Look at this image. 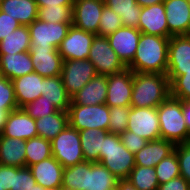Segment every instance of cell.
I'll list each match as a JSON object with an SVG mask.
<instances>
[{
    "label": "cell",
    "mask_w": 190,
    "mask_h": 190,
    "mask_svg": "<svg viewBox=\"0 0 190 190\" xmlns=\"http://www.w3.org/2000/svg\"><path fill=\"white\" fill-rule=\"evenodd\" d=\"M170 38L141 33L133 60L127 65L133 72L167 73Z\"/></svg>",
    "instance_id": "cell-1"
},
{
    "label": "cell",
    "mask_w": 190,
    "mask_h": 190,
    "mask_svg": "<svg viewBox=\"0 0 190 190\" xmlns=\"http://www.w3.org/2000/svg\"><path fill=\"white\" fill-rule=\"evenodd\" d=\"M169 96L167 74L133 72L131 107H158Z\"/></svg>",
    "instance_id": "cell-2"
},
{
    "label": "cell",
    "mask_w": 190,
    "mask_h": 190,
    "mask_svg": "<svg viewBox=\"0 0 190 190\" xmlns=\"http://www.w3.org/2000/svg\"><path fill=\"white\" fill-rule=\"evenodd\" d=\"M162 139L173 142L175 145L190 141L184 116L182 113V100L169 96L157 107Z\"/></svg>",
    "instance_id": "cell-3"
},
{
    "label": "cell",
    "mask_w": 190,
    "mask_h": 190,
    "mask_svg": "<svg viewBox=\"0 0 190 190\" xmlns=\"http://www.w3.org/2000/svg\"><path fill=\"white\" fill-rule=\"evenodd\" d=\"M99 163L119 180L128 179L131 170L135 167L134 154L124 147L120 135L109 132L103 140Z\"/></svg>",
    "instance_id": "cell-4"
},
{
    "label": "cell",
    "mask_w": 190,
    "mask_h": 190,
    "mask_svg": "<svg viewBox=\"0 0 190 190\" xmlns=\"http://www.w3.org/2000/svg\"><path fill=\"white\" fill-rule=\"evenodd\" d=\"M68 115L69 125L78 131L95 128L108 131L109 107L106 104H70Z\"/></svg>",
    "instance_id": "cell-5"
},
{
    "label": "cell",
    "mask_w": 190,
    "mask_h": 190,
    "mask_svg": "<svg viewBox=\"0 0 190 190\" xmlns=\"http://www.w3.org/2000/svg\"><path fill=\"white\" fill-rule=\"evenodd\" d=\"M52 156L64 167L85 161L79 131L68 125L51 141Z\"/></svg>",
    "instance_id": "cell-6"
},
{
    "label": "cell",
    "mask_w": 190,
    "mask_h": 190,
    "mask_svg": "<svg viewBox=\"0 0 190 190\" xmlns=\"http://www.w3.org/2000/svg\"><path fill=\"white\" fill-rule=\"evenodd\" d=\"M88 59L99 75L109 76L127 68L104 36L94 37Z\"/></svg>",
    "instance_id": "cell-7"
},
{
    "label": "cell",
    "mask_w": 190,
    "mask_h": 190,
    "mask_svg": "<svg viewBox=\"0 0 190 190\" xmlns=\"http://www.w3.org/2000/svg\"><path fill=\"white\" fill-rule=\"evenodd\" d=\"M97 74L95 66L89 59L63 61L61 77L70 98Z\"/></svg>",
    "instance_id": "cell-8"
},
{
    "label": "cell",
    "mask_w": 190,
    "mask_h": 190,
    "mask_svg": "<svg viewBox=\"0 0 190 190\" xmlns=\"http://www.w3.org/2000/svg\"><path fill=\"white\" fill-rule=\"evenodd\" d=\"M72 23H47L38 18L28 25L30 47H54L58 49Z\"/></svg>",
    "instance_id": "cell-9"
},
{
    "label": "cell",
    "mask_w": 190,
    "mask_h": 190,
    "mask_svg": "<svg viewBox=\"0 0 190 190\" xmlns=\"http://www.w3.org/2000/svg\"><path fill=\"white\" fill-rule=\"evenodd\" d=\"M127 130L147 141L160 139V125L157 107H131Z\"/></svg>",
    "instance_id": "cell-10"
},
{
    "label": "cell",
    "mask_w": 190,
    "mask_h": 190,
    "mask_svg": "<svg viewBox=\"0 0 190 190\" xmlns=\"http://www.w3.org/2000/svg\"><path fill=\"white\" fill-rule=\"evenodd\" d=\"M95 36L94 33L86 32L71 25L58 48V52L64 61L88 59Z\"/></svg>",
    "instance_id": "cell-11"
},
{
    "label": "cell",
    "mask_w": 190,
    "mask_h": 190,
    "mask_svg": "<svg viewBox=\"0 0 190 190\" xmlns=\"http://www.w3.org/2000/svg\"><path fill=\"white\" fill-rule=\"evenodd\" d=\"M132 88L133 71L128 67L118 73L107 76V98L105 104L108 107L130 106Z\"/></svg>",
    "instance_id": "cell-12"
},
{
    "label": "cell",
    "mask_w": 190,
    "mask_h": 190,
    "mask_svg": "<svg viewBox=\"0 0 190 190\" xmlns=\"http://www.w3.org/2000/svg\"><path fill=\"white\" fill-rule=\"evenodd\" d=\"M190 71V37L172 36L168 45L167 77L171 83L177 76Z\"/></svg>",
    "instance_id": "cell-13"
},
{
    "label": "cell",
    "mask_w": 190,
    "mask_h": 190,
    "mask_svg": "<svg viewBox=\"0 0 190 190\" xmlns=\"http://www.w3.org/2000/svg\"><path fill=\"white\" fill-rule=\"evenodd\" d=\"M104 5V0H74L72 25L97 35Z\"/></svg>",
    "instance_id": "cell-14"
},
{
    "label": "cell",
    "mask_w": 190,
    "mask_h": 190,
    "mask_svg": "<svg viewBox=\"0 0 190 190\" xmlns=\"http://www.w3.org/2000/svg\"><path fill=\"white\" fill-rule=\"evenodd\" d=\"M34 72L43 77L60 76L63 58L54 47H30Z\"/></svg>",
    "instance_id": "cell-15"
},
{
    "label": "cell",
    "mask_w": 190,
    "mask_h": 190,
    "mask_svg": "<svg viewBox=\"0 0 190 190\" xmlns=\"http://www.w3.org/2000/svg\"><path fill=\"white\" fill-rule=\"evenodd\" d=\"M140 36L139 29L125 26L107 36L110 46L126 66L135 56Z\"/></svg>",
    "instance_id": "cell-16"
},
{
    "label": "cell",
    "mask_w": 190,
    "mask_h": 190,
    "mask_svg": "<svg viewBox=\"0 0 190 190\" xmlns=\"http://www.w3.org/2000/svg\"><path fill=\"white\" fill-rule=\"evenodd\" d=\"M169 38L186 35L190 21V0H164Z\"/></svg>",
    "instance_id": "cell-17"
},
{
    "label": "cell",
    "mask_w": 190,
    "mask_h": 190,
    "mask_svg": "<svg viewBox=\"0 0 190 190\" xmlns=\"http://www.w3.org/2000/svg\"><path fill=\"white\" fill-rule=\"evenodd\" d=\"M138 29L141 33L169 38V29L163 2L142 7Z\"/></svg>",
    "instance_id": "cell-18"
},
{
    "label": "cell",
    "mask_w": 190,
    "mask_h": 190,
    "mask_svg": "<svg viewBox=\"0 0 190 190\" xmlns=\"http://www.w3.org/2000/svg\"><path fill=\"white\" fill-rule=\"evenodd\" d=\"M2 135L24 141L37 137L35 119L30 117L23 108L12 110L8 115Z\"/></svg>",
    "instance_id": "cell-19"
},
{
    "label": "cell",
    "mask_w": 190,
    "mask_h": 190,
    "mask_svg": "<svg viewBox=\"0 0 190 190\" xmlns=\"http://www.w3.org/2000/svg\"><path fill=\"white\" fill-rule=\"evenodd\" d=\"M36 182L47 190H60L64 167L53 157L29 167Z\"/></svg>",
    "instance_id": "cell-20"
},
{
    "label": "cell",
    "mask_w": 190,
    "mask_h": 190,
    "mask_svg": "<svg viewBox=\"0 0 190 190\" xmlns=\"http://www.w3.org/2000/svg\"><path fill=\"white\" fill-rule=\"evenodd\" d=\"M175 144L165 139L148 141L134 154L135 166L155 167L161 160L174 152Z\"/></svg>",
    "instance_id": "cell-21"
},
{
    "label": "cell",
    "mask_w": 190,
    "mask_h": 190,
    "mask_svg": "<svg viewBox=\"0 0 190 190\" xmlns=\"http://www.w3.org/2000/svg\"><path fill=\"white\" fill-rule=\"evenodd\" d=\"M44 77L36 72L12 80L18 108L42 96Z\"/></svg>",
    "instance_id": "cell-22"
},
{
    "label": "cell",
    "mask_w": 190,
    "mask_h": 190,
    "mask_svg": "<svg viewBox=\"0 0 190 190\" xmlns=\"http://www.w3.org/2000/svg\"><path fill=\"white\" fill-rule=\"evenodd\" d=\"M107 98V76L95 75L72 98L70 104L97 105L105 104Z\"/></svg>",
    "instance_id": "cell-23"
},
{
    "label": "cell",
    "mask_w": 190,
    "mask_h": 190,
    "mask_svg": "<svg viewBox=\"0 0 190 190\" xmlns=\"http://www.w3.org/2000/svg\"><path fill=\"white\" fill-rule=\"evenodd\" d=\"M33 72L34 68L29 51L16 54H0L1 76L12 81Z\"/></svg>",
    "instance_id": "cell-24"
},
{
    "label": "cell",
    "mask_w": 190,
    "mask_h": 190,
    "mask_svg": "<svg viewBox=\"0 0 190 190\" xmlns=\"http://www.w3.org/2000/svg\"><path fill=\"white\" fill-rule=\"evenodd\" d=\"M35 0H0V11L16 19L21 25H29L38 18Z\"/></svg>",
    "instance_id": "cell-25"
},
{
    "label": "cell",
    "mask_w": 190,
    "mask_h": 190,
    "mask_svg": "<svg viewBox=\"0 0 190 190\" xmlns=\"http://www.w3.org/2000/svg\"><path fill=\"white\" fill-rule=\"evenodd\" d=\"M26 141L0 135V164L25 167Z\"/></svg>",
    "instance_id": "cell-26"
},
{
    "label": "cell",
    "mask_w": 190,
    "mask_h": 190,
    "mask_svg": "<svg viewBox=\"0 0 190 190\" xmlns=\"http://www.w3.org/2000/svg\"><path fill=\"white\" fill-rule=\"evenodd\" d=\"M118 180L101 163L87 161L86 190H110L117 187Z\"/></svg>",
    "instance_id": "cell-27"
},
{
    "label": "cell",
    "mask_w": 190,
    "mask_h": 190,
    "mask_svg": "<svg viewBox=\"0 0 190 190\" xmlns=\"http://www.w3.org/2000/svg\"><path fill=\"white\" fill-rule=\"evenodd\" d=\"M42 96L60 111H68L71 98L68 96L63 84L61 75L54 77H44Z\"/></svg>",
    "instance_id": "cell-28"
},
{
    "label": "cell",
    "mask_w": 190,
    "mask_h": 190,
    "mask_svg": "<svg viewBox=\"0 0 190 190\" xmlns=\"http://www.w3.org/2000/svg\"><path fill=\"white\" fill-rule=\"evenodd\" d=\"M38 136L52 141L62 130L69 125L68 111L54 112L35 120Z\"/></svg>",
    "instance_id": "cell-29"
},
{
    "label": "cell",
    "mask_w": 190,
    "mask_h": 190,
    "mask_svg": "<svg viewBox=\"0 0 190 190\" xmlns=\"http://www.w3.org/2000/svg\"><path fill=\"white\" fill-rule=\"evenodd\" d=\"M108 131L85 129L79 131L80 143L85 161L99 162L103 151V140Z\"/></svg>",
    "instance_id": "cell-30"
},
{
    "label": "cell",
    "mask_w": 190,
    "mask_h": 190,
    "mask_svg": "<svg viewBox=\"0 0 190 190\" xmlns=\"http://www.w3.org/2000/svg\"><path fill=\"white\" fill-rule=\"evenodd\" d=\"M30 31L27 25H20L0 41V54H16L30 50Z\"/></svg>",
    "instance_id": "cell-31"
},
{
    "label": "cell",
    "mask_w": 190,
    "mask_h": 190,
    "mask_svg": "<svg viewBox=\"0 0 190 190\" xmlns=\"http://www.w3.org/2000/svg\"><path fill=\"white\" fill-rule=\"evenodd\" d=\"M104 4L121 17L123 26L138 29L142 7L135 0H104Z\"/></svg>",
    "instance_id": "cell-32"
},
{
    "label": "cell",
    "mask_w": 190,
    "mask_h": 190,
    "mask_svg": "<svg viewBox=\"0 0 190 190\" xmlns=\"http://www.w3.org/2000/svg\"><path fill=\"white\" fill-rule=\"evenodd\" d=\"M25 166L30 167L52 156L51 141L40 136L26 140Z\"/></svg>",
    "instance_id": "cell-33"
},
{
    "label": "cell",
    "mask_w": 190,
    "mask_h": 190,
    "mask_svg": "<svg viewBox=\"0 0 190 190\" xmlns=\"http://www.w3.org/2000/svg\"><path fill=\"white\" fill-rule=\"evenodd\" d=\"M87 161L64 168L62 190H86Z\"/></svg>",
    "instance_id": "cell-34"
},
{
    "label": "cell",
    "mask_w": 190,
    "mask_h": 190,
    "mask_svg": "<svg viewBox=\"0 0 190 190\" xmlns=\"http://www.w3.org/2000/svg\"><path fill=\"white\" fill-rule=\"evenodd\" d=\"M128 180L138 190H158L159 182L155 167L135 166Z\"/></svg>",
    "instance_id": "cell-35"
},
{
    "label": "cell",
    "mask_w": 190,
    "mask_h": 190,
    "mask_svg": "<svg viewBox=\"0 0 190 190\" xmlns=\"http://www.w3.org/2000/svg\"><path fill=\"white\" fill-rule=\"evenodd\" d=\"M38 19L47 23H73V6L38 7Z\"/></svg>",
    "instance_id": "cell-36"
},
{
    "label": "cell",
    "mask_w": 190,
    "mask_h": 190,
    "mask_svg": "<svg viewBox=\"0 0 190 190\" xmlns=\"http://www.w3.org/2000/svg\"><path fill=\"white\" fill-rule=\"evenodd\" d=\"M156 176L159 184L168 182L180 176L179 161L175 152L161 160L156 166Z\"/></svg>",
    "instance_id": "cell-37"
},
{
    "label": "cell",
    "mask_w": 190,
    "mask_h": 190,
    "mask_svg": "<svg viewBox=\"0 0 190 190\" xmlns=\"http://www.w3.org/2000/svg\"><path fill=\"white\" fill-rule=\"evenodd\" d=\"M130 110L131 106L109 107V133L120 135L127 130Z\"/></svg>",
    "instance_id": "cell-38"
},
{
    "label": "cell",
    "mask_w": 190,
    "mask_h": 190,
    "mask_svg": "<svg viewBox=\"0 0 190 190\" xmlns=\"http://www.w3.org/2000/svg\"><path fill=\"white\" fill-rule=\"evenodd\" d=\"M122 26L123 23L121 17L108 6L104 5L97 36L107 37Z\"/></svg>",
    "instance_id": "cell-39"
},
{
    "label": "cell",
    "mask_w": 190,
    "mask_h": 190,
    "mask_svg": "<svg viewBox=\"0 0 190 190\" xmlns=\"http://www.w3.org/2000/svg\"><path fill=\"white\" fill-rule=\"evenodd\" d=\"M22 108L35 120L58 111L53 102H49L44 96H40L35 101L27 103Z\"/></svg>",
    "instance_id": "cell-40"
},
{
    "label": "cell",
    "mask_w": 190,
    "mask_h": 190,
    "mask_svg": "<svg viewBox=\"0 0 190 190\" xmlns=\"http://www.w3.org/2000/svg\"><path fill=\"white\" fill-rule=\"evenodd\" d=\"M36 183L29 167H13L11 190H32Z\"/></svg>",
    "instance_id": "cell-41"
},
{
    "label": "cell",
    "mask_w": 190,
    "mask_h": 190,
    "mask_svg": "<svg viewBox=\"0 0 190 190\" xmlns=\"http://www.w3.org/2000/svg\"><path fill=\"white\" fill-rule=\"evenodd\" d=\"M170 96L182 101L190 100V71H184L170 83Z\"/></svg>",
    "instance_id": "cell-42"
},
{
    "label": "cell",
    "mask_w": 190,
    "mask_h": 190,
    "mask_svg": "<svg viewBox=\"0 0 190 190\" xmlns=\"http://www.w3.org/2000/svg\"><path fill=\"white\" fill-rule=\"evenodd\" d=\"M174 152L179 161L180 176L190 184V141L176 144Z\"/></svg>",
    "instance_id": "cell-43"
},
{
    "label": "cell",
    "mask_w": 190,
    "mask_h": 190,
    "mask_svg": "<svg viewBox=\"0 0 190 190\" xmlns=\"http://www.w3.org/2000/svg\"><path fill=\"white\" fill-rule=\"evenodd\" d=\"M0 108H18L13 82L3 76H0Z\"/></svg>",
    "instance_id": "cell-44"
},
{
    "label": "cell",
    "mask_w": 190,
    "mask_h": 190,
    "mask_svg": "<svg viewBox=\"0 0 190 190\" xmlns=\"http://www.w3.org/2000/svg\"><path fill=\"white\" fill-rule=\"evenodd\" d=\"M120 138L124 147L133 154H136L148 142L144 138L128 130L120 134Z\"/></svg>",
    "instance_id": "cell-45"
},
{
    "label": "cell",
    "mask_w": 190,
    "mask_h": 190,
    "mask_svg": "<svg viewBox=\"0 0 190 190\" xmlns=\"http://www.w3.org/2000/svg\"><path fill=\"white\" fill-rule=\"evenodd\" d=\"M21 24L3 11H0V41L17 29Z\"/></svg>",
    "instance_id": "cell-46"
},
{
    "label": "cell",
    "mask_w": 190,
    "mask_h": 190,
    "mask_svg": "<svg viewBox=\"0 0 190 190\" xmlns=\"http://www.w3.org/2000/svg\"><path fill=\"white\" fill-rule=\"evenodd\" d=\"M158 190H190V184L181 176L159 184Z\"/></svg>",
    "instance_id": "cell-47"
},
{
    "label": "cell",
    "mask_w": 190,
    "mask_h": 190,
    "mask_svg": "<svg viewBox=\"0 0 190 190\" xmlns=\"http://www.w3.org/2000/svg\"><path fill=\"white\" fill-rule=\"evenodd\" d=\"M13 181V167L0 164V185L2 189L11 190Z\"/></svg>",
    "instance_id": "cell-48"
},
{
    "label": "cell",
    "mask_w": 190,
    "mask_h": 190,
    "mask_svg": "<svg viewBox=\"0 0 190 190\" xmlns=\"http://www.w3.org/2000/svg\"><path fill=\"white\" fill-rule=\"evenodd\" d=\"M38 7L73 6L74 0H35Z\"/></svg>",
    "instance_id": "cell-49"
},
{
    "label": "cell",
    "mask_w": 190,
    "mask_h": 190,
    "mask_svg": "<svg viewBox=\"0 0 190 190\" xmlns=\"http://www.w3.org/2000/svg\"><path fill=\"white\" fill-rule=\"evenodd\" d=\"M182 113L184 116L188 132L190 133V100L182 101Z\"/></svg>",
    "instance_id": "cell-50"
},
{
    "label": "cell",
    "mask_w": 190,
    "mask_h": 190,
    "mask_svg": "<svg viewBox=\"0 0 190 190\" xmlns=\"http://www.w3.org/2000/svg\"><path fill=\"white\" fill-rule=\"evenodd\" d=\"M18 108H0V135H2L5 127V123L7 121L8 115L12 110Z\"/></svg>",
    "instance_id": "cell-51"
},
{
    "label": "cell",
    "mask_w": 190,
    "mask_h": 190,
    "mask_svg": "<svg viewBox=\"0 0 190 190\" xmlns=\"http://www.w3.org/2000/svg\"><path fill=\"white\" fill-rule=\"evenodd\" d=\"M118 190H138L135 188L128 179L118 180Z\"/></svg>",
    "instance_id": "cell-52"
},
{
    "label": "cell",
    "mask_w": 190,
    "mask_h": 190,
    "mask_svg": "<svg viewBox=\"0 0 190 190\" xmlns=\"http://www.w3.org/2000/svg\"><path fill=\"white\" fill-rule=\"evenodd\" d=\"M135 1L141 7H146L164 2V0H135Z\"/></svg>",
    "instance_id": "cell-53"
},
{
    "label": "cell",
    "mask_w": 190,
    "mask_h": 190,
    "mask_svg": "<svg viewBox=\"0 0 190 190\" xmlns=\"http://www.w3.org/2000/svg\"><path fill=\"white\" fill-rule=\"evenodd\" d=\"M32 190H47L44 187H42L41 185H39L38 183H36L34 185V188Z\"/></svg>",
    "instance_id": "cell-54"
},
{
    "label": "cell",
    "mask_w": 190,
    "mask_h": 190,
    "mask_svg": "<svg viewBox=\"0 0 190 190\" xmlns=\"http://www.w3.org/2000/svg\"><path fill=\"white\" fill-rule=\"evenodd\" d=\"M185 36L190 37V21H189V27Z\"/></svg>",
    "instance_id": "cell-55"
},
{
    "label": "cell",
    "mask_w": 190,
    "mask_h": 190,
    "mask_svg": "<svg viewBox=\"0 0 190 190\" xmlns=\"http://www.w3.org/2000/svg\"><path fill=\"white\" fill-rule=\"evenodd\" d=\"M110 190H118V187L112 188V189H110Z\"/></svg>",
    "instance_id": "cell-56"
}]
</instances>
